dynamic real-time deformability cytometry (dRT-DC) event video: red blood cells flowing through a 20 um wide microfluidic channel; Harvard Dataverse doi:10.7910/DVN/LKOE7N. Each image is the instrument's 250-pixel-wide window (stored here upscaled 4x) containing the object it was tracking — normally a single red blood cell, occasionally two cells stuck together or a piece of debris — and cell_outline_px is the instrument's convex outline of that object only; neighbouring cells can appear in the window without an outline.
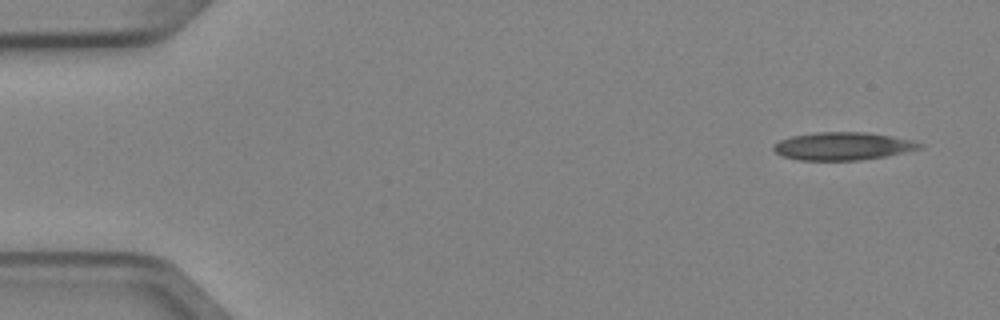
{"species": "Egyptian fruit bat (a non-hibernating species)", "species_latin": "Rousettus aegyptiacus", "temperature_condition": "cold", "stored_images_in_passage": 4, "camera_frame_rate_fps": 3000, "um_per_image_px": 0.085, "animal": {"sex": "female"}, "frame": {"image": 1, "passage_image": 1, "time_ms": 0.0, "image_size_px": [1000, 320], "cell_outline_px": [[924, 144], [920, 148], [888, 156], [860, 160], [800, 160], [780, 156], [772, 148], [772, 144], [780, 140], [792, 136], [820, 132], [868, 132], [892, 136]], "centroid_in_image_um": [71.6, 12.43], "position_along_channel_um": 13.4, "area_um2": 23.64}}
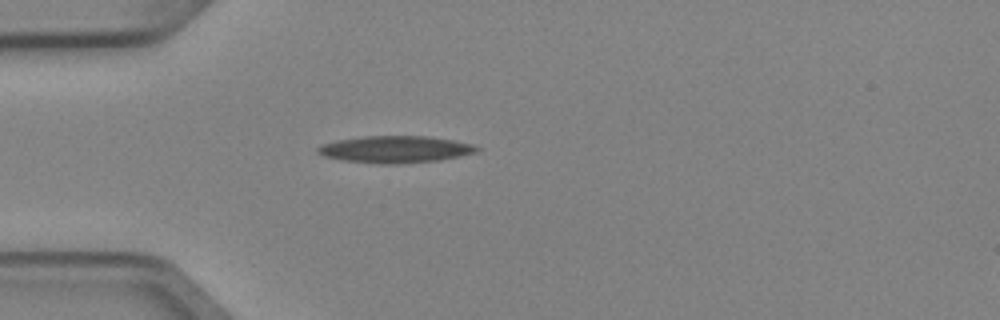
{"frame": {"image": 2, "passage_image": 4, "time_ms": 1.0, "image_size_px": [1000, 320], "cell_outline_px": [[480, 148], [476, 152], [460, 156], [440, 160], [396, 164], [380, 164], [344, 160], [324, 156], [316, 152], [316, 148], [320, 144], [336, 140], [364, 136], [428, 136], [476, 144]], "centroid_in_image_um": [33.59, 12.69], "position_along_channel_um": 51.4, "area_um2": 25.09}}